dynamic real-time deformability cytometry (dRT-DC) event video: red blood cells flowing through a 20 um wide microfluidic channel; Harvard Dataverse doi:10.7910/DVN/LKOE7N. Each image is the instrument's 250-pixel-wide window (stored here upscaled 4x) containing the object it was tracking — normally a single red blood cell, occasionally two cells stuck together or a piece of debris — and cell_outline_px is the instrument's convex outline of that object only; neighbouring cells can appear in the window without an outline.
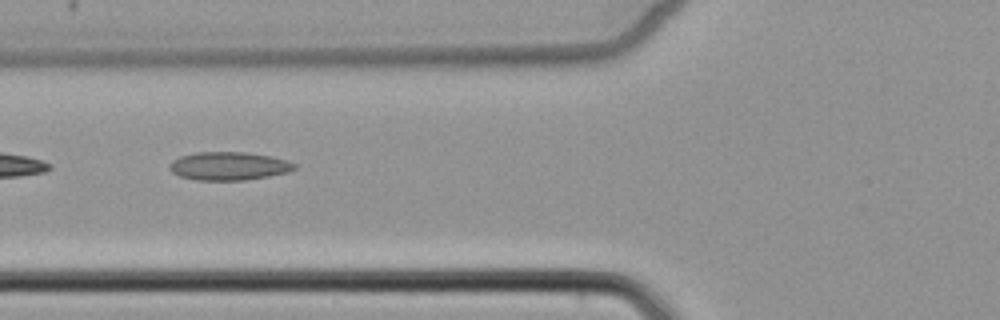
{"species": "common noctule bat (a hibernating species)", "species_latin": "Nyctalus noctula", "temperature_condition": "cold", "stored_images_in_passage": 6, "camera_frame_rate_fps": 3000, "um_per_image_px": 0.085, "animal": {"sex": "female", "body_mass_g": 22.7, "forearm_length_mm": 54.2}, "frame": {"image": 1, "passage_image": 3, "time_ms": 3.333, "image_size_px": [1000, 320], "cell_outline_px": [[296, 168], [288, 172], [268, 176], [244, 180], [196, 180], [180, 176], [172, 172], [168, 168], [168, 164], [172, 160], [180, 156], [196, 152], [244, 152], [268, 156], [288, 160], [296, 164]], "centroid_in_image_um": [19.41, 14.11], "position_along_channel_um": 106.4, "area_um2": 20.58}}
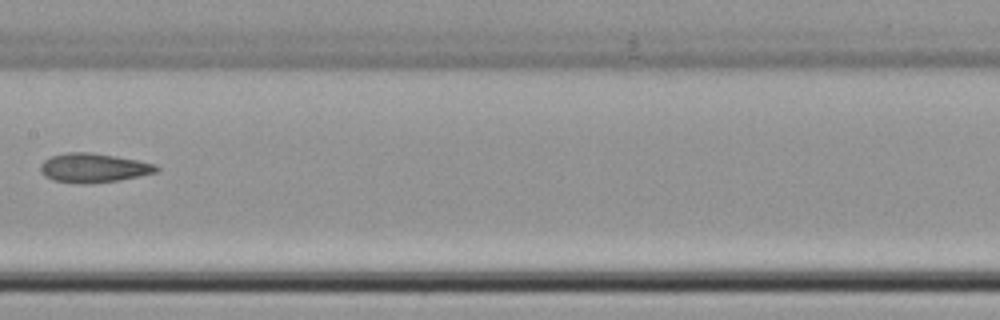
{"frame": {"image": 2, "passage_image": 5, "time_ms": 5.667, "image_size_px": [1000, 320], "cell_outline_px": [[160, 168], [156, 172], [120, 180], [84, 184], [76, 184], [52, 180], [44, 176], [40, 172], [40, 164], [44, 160], [52, 156], [68, 152], [92, 152], [116, 156], [156, 164]], "centroid_in_image_um": [7.91, 14.27], "position_along_channel_um": 199.5, "area_um2": 19.83}}
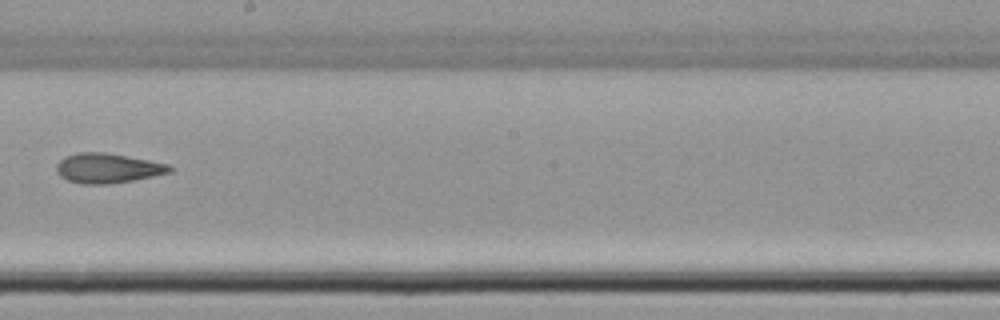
{"frame": {"image": 3, "passage_image": 6, "time_ms": 6.667, "image_size_px": [1000, 320], "cell_outline_px": [[172, 172], [132, 180], [108, 184], [84, 184], [68, 180], [60, 176], [56, 172], [56, 164], [64, 156], [80, 152], [104, 152], [148, 160], [168, 164], [172, 168]], "centroid_in_image_um": [9.11, 14.29], "position_along_channel_um": 239.1, "area_um2": 19.48}}